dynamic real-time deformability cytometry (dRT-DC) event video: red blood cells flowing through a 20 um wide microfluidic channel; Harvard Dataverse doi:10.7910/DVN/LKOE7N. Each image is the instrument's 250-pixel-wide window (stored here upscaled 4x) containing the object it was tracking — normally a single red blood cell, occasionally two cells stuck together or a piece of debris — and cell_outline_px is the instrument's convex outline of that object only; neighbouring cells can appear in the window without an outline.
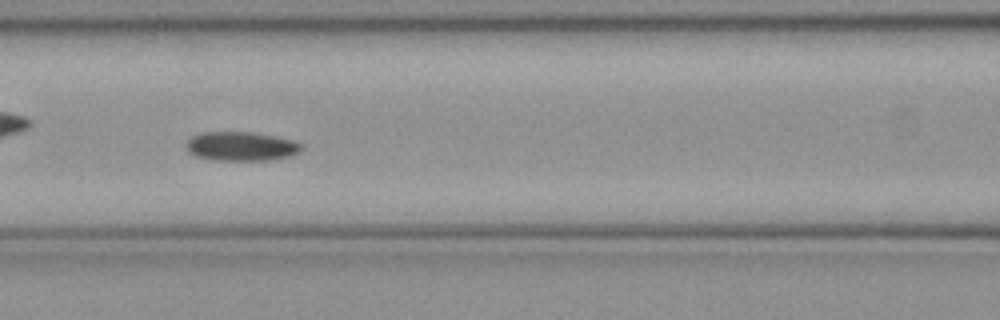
{"species": "common noctule bat (a hibernating species)", "species_latin": "Nyctalus noctula", "temperature_condition": "cold", "stored_images_in_passage": 51, "camera_frame_rate_fps": 3000, "um_per_image_px": 0.085, "animal": {"sex": "female", "body_mass_g": 21.9}, "frame": {"image": 1, "passage_image": 22, "time_ms": 7.0, "image_size_px": [1000, 320], "cell_outline_px": [[304, 144], [300, 152], [292, 156], [268, 160], [212, 160], [196, 156], [188, 152], [184, 144], [192, 136], [200, 132], [252, 132], [292, 140]], "centroid_in_image_um": [20.48, 12.44], "position_along_channel_um": 146.1, "area_um2": 19.71}}
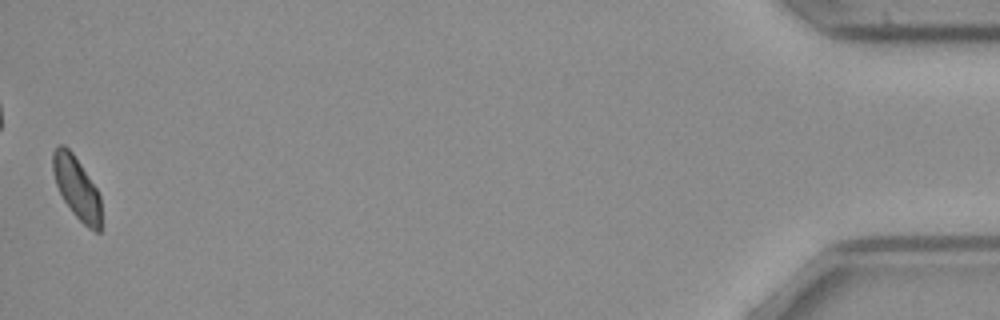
{"frame": {"image": 2, "passage_image": 51, "time_ms": 16.667, "image_size_px": [1000, 320], "cell_outline_px": [[100, 232], [96, 232], [88, 228], [72, 212], [64, 200], [56, 184], [52, 172], [52, 152], [60, 144], [64, 144], [72, 152], [96, 188], [100, 196]], "centroid_in_image_um": [6.49, 15.95], "position_along_channel_um": 428.7, "area_um2": 17.28}, "authors_computed_cell_mechanics": {"area_um2": 18.785, "velocity_mm_per_s": 3.9472, "shape_relaxation_time_tau1_ms": 3.8668, "shape_relaxation_time_tau2_ms": null, "deformation_change_tau1": 0.0956, "deformation_change_tau2": null}}